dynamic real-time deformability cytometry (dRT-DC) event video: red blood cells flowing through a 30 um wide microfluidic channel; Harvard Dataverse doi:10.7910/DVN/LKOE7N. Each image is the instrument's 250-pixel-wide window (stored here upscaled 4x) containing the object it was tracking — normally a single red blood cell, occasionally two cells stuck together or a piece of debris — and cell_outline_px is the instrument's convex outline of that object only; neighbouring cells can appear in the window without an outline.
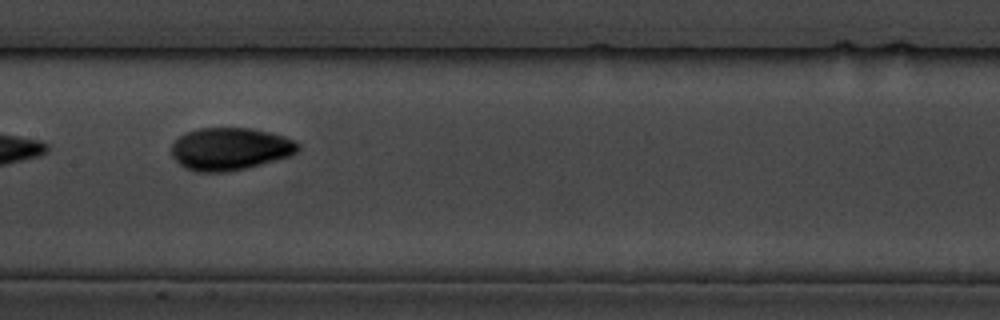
{"species": "common noctule bat (a hibernating species)", "species_latin": "Nyctalus noctula", "temperature_condition": "cold", "stored_images_in_passage": 7, "camera_frame_rate_fps": 3000, "um_per_image_px": 0.085, "animal": {"sex": "male", "body_mass_g": 19.5, "forearm_length_mm": 54.6}, "frame": {"image": 1, "passage_image": 6, "time_ms": 5.667, "image_size_px": [1000, 320], "cell_outline_px": [[300, 148], [296, 152], [288, 156], [260, 164], [244, 168], [224, 172], [196, 172], [180, 164], [172, 156], [172, 144], [180, 136], [188, 132], [200, 128], [248, 128], [268, 132], [284, 136], [296, 140], [300, 144]], "centroid_in_image_um": [19.56, 12.65], "position_along_channel_um": 187.8, "area_um2": 30.98}}